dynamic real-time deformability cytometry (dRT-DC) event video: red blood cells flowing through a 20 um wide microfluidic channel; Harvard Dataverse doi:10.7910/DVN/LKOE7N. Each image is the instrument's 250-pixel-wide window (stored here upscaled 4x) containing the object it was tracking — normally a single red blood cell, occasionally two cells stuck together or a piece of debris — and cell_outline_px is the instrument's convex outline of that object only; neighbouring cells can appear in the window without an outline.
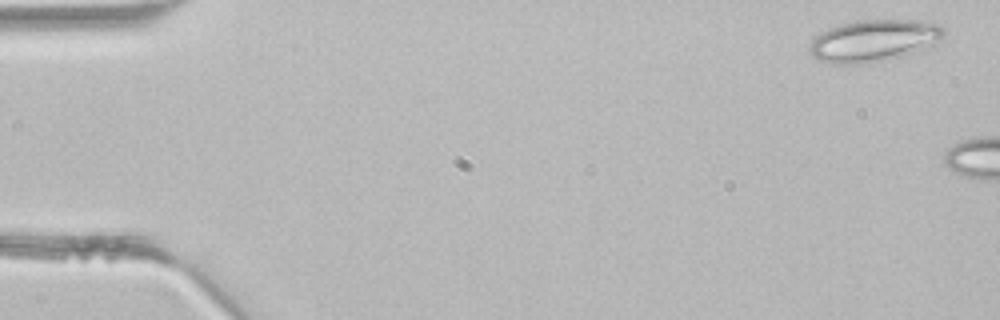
{"species": "common noctule bat (a hibernating species)", "species_latin": "Nyctalus noctula", "temperature_condition": "room temperature", "stored_images_in_passage": 2, "camera_frame_rate_fps": 3000, "um_per_image_px": 0.085, "animal": {"sex": "male", "body_mass_g": 21.5, "forearm_length_mm": 52.0}, "frame": {"image": 1, "passage_image": 1, "time_ms": 0.0, "image_size_px": [1000, 320], "cell_outline_px": [[944, 32], [936, 40], [916, 56], [860, 64], [832, 64], [820, 60], [812, 56], [808, 52], [808, 48], [812, 40], [820, 32], [840, 24], [856, 20], [920, 20], [940, 24], [944, 28]], "centroid_in_image_um": [74.27, 3.48], "position_along_channel_um": 10.7, "area_um2": 33.41}}